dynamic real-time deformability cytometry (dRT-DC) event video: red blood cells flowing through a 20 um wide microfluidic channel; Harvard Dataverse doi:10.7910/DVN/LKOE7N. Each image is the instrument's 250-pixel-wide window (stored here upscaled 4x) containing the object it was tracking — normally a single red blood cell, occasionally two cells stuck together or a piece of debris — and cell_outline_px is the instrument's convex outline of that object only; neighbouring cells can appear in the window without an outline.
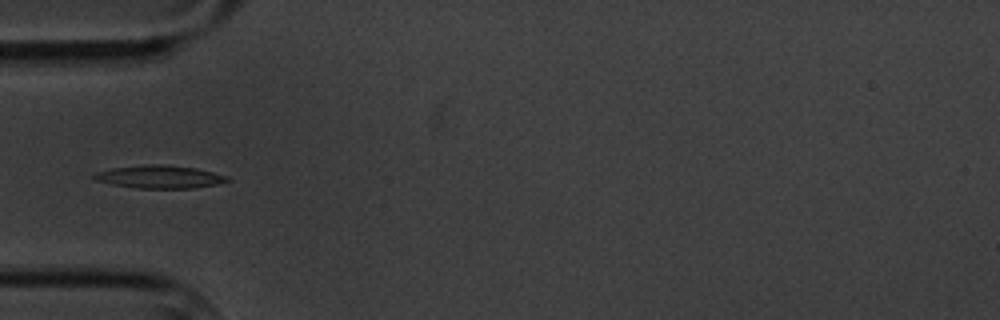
{"species": "common noctule bat (a hibernating species)", "species_latin": "Nyctalus noctula", "temperature_condition": "cold", "stored_images_in_passage": 6, "camera_frame_rate_fps": 3000, "um_per_image_px": 0.085, "animal": {"sex": "male", "body_mass_g": 20.1, "forearm_length_mm": 53.5}, "frame": {"image": 1, "passage_image": 5, "time_ms": 4.333, "image_size_px": [1000, 320], "cell_outline_px": [[228, 180], [216, 184], [192, 188], [136, 188], [112, 184], [96, 180], [92, 176], [96, 172], [112, 168], [144, 164], [160, 164], [196, 168], [228, 176]], "centroid_in_image_um": [13.53, 15.02], "position_along_channel_um": 71.5, "area_um2": 17.57}}
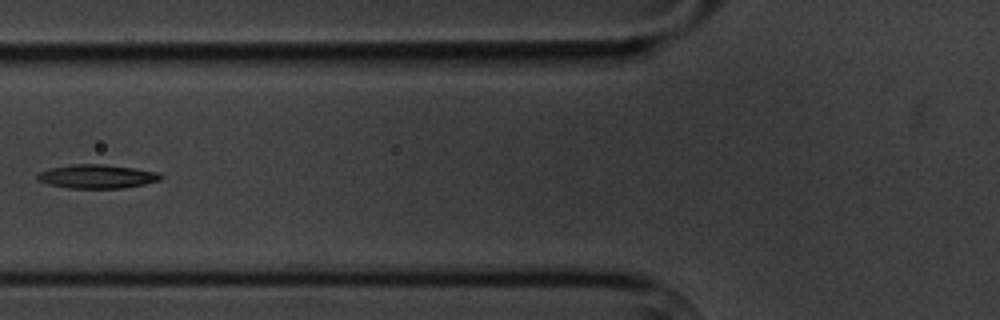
{"frame": {"image": 2, "passage_image": 6, "time_ms": 5.667, "image_size_px": [1000, 320], "cell_outline_px": [[164, 176], [160, 180], [144, 184], [124, 188], [68, 188], [48, 184], [36, 180], [36, 176], [40, 172], [48, 168], [72, 164], [104, 164], [160, 172]], "centroid_in_image_um": [8.23, 14.99], "position_along_channel_um": 117.6, "area_um2": 17.22}}